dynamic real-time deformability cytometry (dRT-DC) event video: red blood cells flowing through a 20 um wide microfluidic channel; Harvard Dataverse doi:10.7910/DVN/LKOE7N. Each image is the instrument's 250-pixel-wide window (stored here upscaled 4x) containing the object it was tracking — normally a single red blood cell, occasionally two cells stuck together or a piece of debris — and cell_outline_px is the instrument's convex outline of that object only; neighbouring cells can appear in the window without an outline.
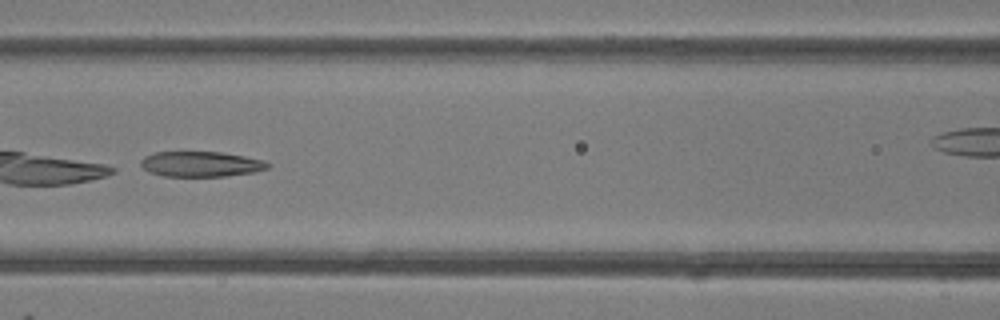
{"species": "common noctule bat (a hibernating species)", "species_latin": "Nyctalus noctula", "temperature_condition": "room temperature", "stored_images_in_passage": 48, "camera_frame_rate_fps": 3000, "um_per_image_px": 0.085, "animal": {"sex": "female"}, "frame": {"image": 1, "passage_image": 21, "time_ms": 6.667, "image_size_px": [1000, 320], "cell_outline_px": [[272, 164], [268, 168], [256, 172], [224, 176], [164, 176], [148, 172], [140, 164], [140, 160], [144, 156], [156, 152], [220, 152], [244, 156], [264, 160]], "centroid_in_image_um": [17.09, 13.95], "position_along_channel_um": 149.5, "area_um2": 18.79}}